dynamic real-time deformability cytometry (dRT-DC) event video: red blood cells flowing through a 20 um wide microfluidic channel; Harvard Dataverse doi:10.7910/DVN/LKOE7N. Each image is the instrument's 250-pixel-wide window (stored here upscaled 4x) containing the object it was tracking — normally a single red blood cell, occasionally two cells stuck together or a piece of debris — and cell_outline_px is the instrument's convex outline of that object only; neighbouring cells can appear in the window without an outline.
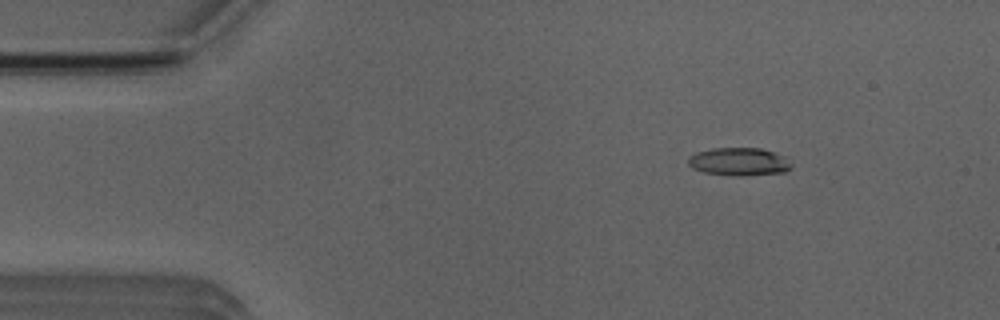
{"species": "Egyptian fruit bat (a non-hibernating species)", "species_latin": "Rousettus aegyptiacus", "temperature_condition": "room temperature", "stored_images_in_passage": 4, "camera_frame_rate_fps": 3000, "um_per_image_px": 0.085, "animal": {"sex": "male"}, "frame": {"image": 1, "passage_image": 2, "time_ms": 1.0, "image_size_px": [1000, 320], "cell_outline_px": [[792, 168], [784, 172], [744, 176], [732, 176], [704, 172], [692, 168], [688, 164], [688, 156], [696, 152], [712, 148], [760, 148], [784, 156], [792, 164]], "centroid_in_image_um": [62.8, 13.75], "position_along_channel_um": 22.2, "area_um2": 16.94}}